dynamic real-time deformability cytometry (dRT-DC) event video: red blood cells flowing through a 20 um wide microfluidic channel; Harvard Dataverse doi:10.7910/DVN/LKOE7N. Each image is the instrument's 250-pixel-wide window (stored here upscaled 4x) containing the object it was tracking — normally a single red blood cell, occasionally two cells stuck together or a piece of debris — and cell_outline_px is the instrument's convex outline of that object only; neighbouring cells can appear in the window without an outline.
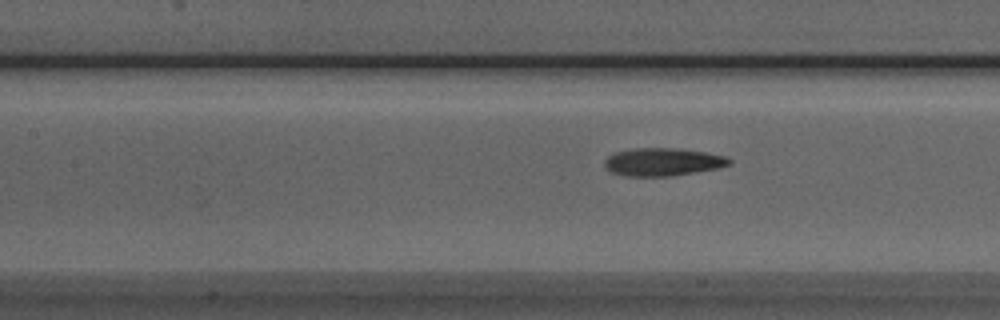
{"species": "Egyptian fruit bat (a non-hibernating species)", "species_latin": "Rousettus aegyptiacus", "temperature_condition": "room temperature", "stored_images_in_passage": 6, "camera_frame_rate_fps": 3000, "um_per_image_px": 0.085, "animal": {"sex": "male"}, "frame": {"image": 1, "passage_image": 6, "time_ms": 6.667, "image_size_px": [1000, 320], "cell_outline_px": [[732, 164], [720, 168], [672, 176], [624, 176], [612, 172], [604, 164], [604, 160], [608, 156], [616, 152], [636, 148], [672, 148], [704, 152], [724, 156], [732, 160]], "centroid_in_image_um": [56.36, 13.77], "position_along_channel_um": 151.0, "area_um2": 20.17}}